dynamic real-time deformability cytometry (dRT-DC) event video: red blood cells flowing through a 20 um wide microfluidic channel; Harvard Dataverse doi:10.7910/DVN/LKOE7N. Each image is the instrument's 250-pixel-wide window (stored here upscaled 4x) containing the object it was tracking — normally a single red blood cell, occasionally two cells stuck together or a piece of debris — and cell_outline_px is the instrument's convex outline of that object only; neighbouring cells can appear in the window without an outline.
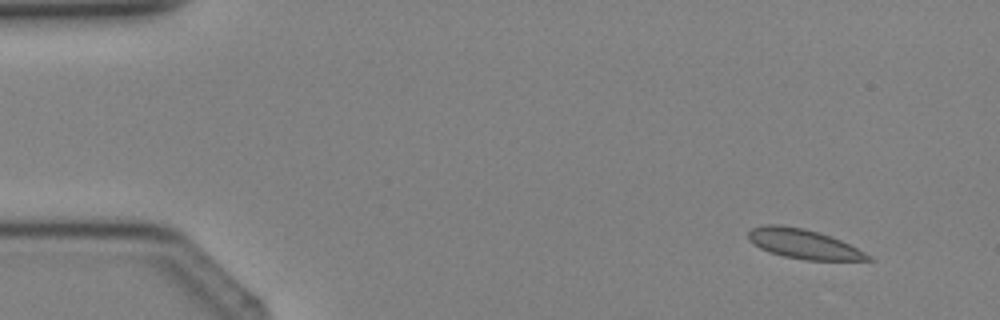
{"species": "Egyptian fruit bat (a non-hibernating species)", "species_latin": "Rousettus aegyptiacus", "temperature_condition": "cold", "stored_images_in_passage": 4, "camera_frame_rate_fps": 3000, "um_per_image_px": 0.085, "animal": {"sex": "female"}, "frame": {"image": 1, "passage_image": 4, "time_ms": 4.333, "image_size_px": [1000, 320], "cell_outline_px": [[872, 260], [804, 260], [784, 256], [768, 252], [760, 248], [748, 240], [748, 232], [752, 228], [764, 224], [780, 224], [804, 228], [820, 232], [832, 236], [872, 256]], "centroid_in_image_um": [68.26, 20.72], "position_along_channel_um": 16.7, "area_um2": 20.69}}